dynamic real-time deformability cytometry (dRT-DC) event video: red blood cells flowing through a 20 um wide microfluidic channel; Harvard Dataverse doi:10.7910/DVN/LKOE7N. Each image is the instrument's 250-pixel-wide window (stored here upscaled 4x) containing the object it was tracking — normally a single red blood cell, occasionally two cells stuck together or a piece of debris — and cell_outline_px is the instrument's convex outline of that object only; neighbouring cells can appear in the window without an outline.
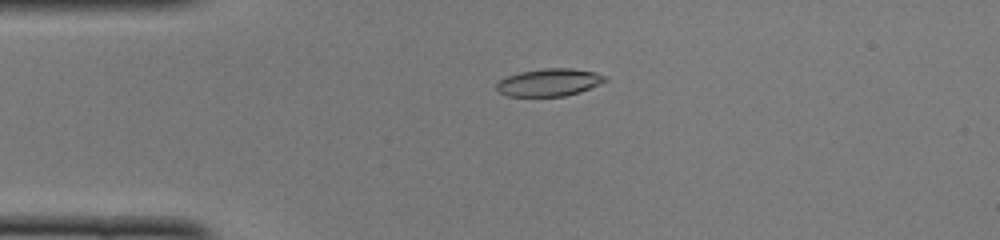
{"species": "common noctule bat (a hibernating species)", "species_latin": "Nyctalus noctula", "temperature_condition": "cold", "stored_images_in_passage": 49, "camera_frame_rate_fps": 3000, "um_per_image_px": 0.085, "animal": {"sex": "female", "body_mass_g": 22.0, "forearm_length_mm": 56.7}, "frame": {"image": 1, "passage_image": 11, "time_ms": 3.333, "image_size_px": [1000, 240], "cell_outline_px": [[608, 80], [600, 84], [580, 92], [564, 96], [508, 96], [500, 92], [496, 88], [496, 84], [500, 80], [508, 76], [520, 72], [544, 68], [572, 68], [592, 72], [608, 76]], "centroid_in_image_um": [46.71, 7.0], "position_along_channel_um": 38.3, "area_um2": 17.34}}
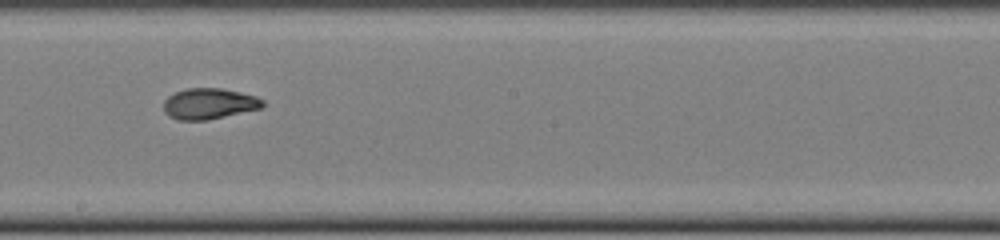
{"frame": {"image": 2, "passage_image": 27, "time_ms": 8.667, "image_size_px": [1000, 240], "cell_outline_px": [[264, 104], [260, 108], [208, 120], [176, 120], [168, 116], [164, 112], [164, 100], [168, 96], [176, 92], [188, 88], [220, 88], [240, 92], [256, 96], [264, 100]], "centroid_in_image_um": [17.75, 8.82], "position_along_channel_um": 230.5, "area_um2": 17.8}}
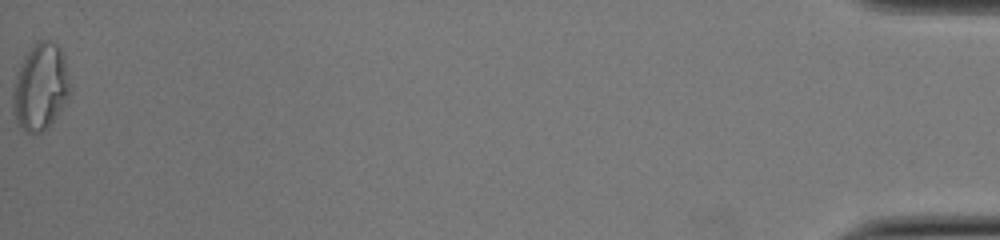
{"frame": {"image": 3, "passage_image": 49, "time_ms": 16.0, "image_size_px": [1000, 240], "cell_outline_px": [[68, 92], [60, 108], [48, 128], [40, 132], [24, 132], [16, 124], [12, 112], [12, 88], [16, 72], [28, 48], [36, 40], [48, 40], [56, 44], [64, 56], [68, 84]], "centroid_in_image_um": [3.34, 7.38], "position_along_channel_um": 431.9, "area_um2": 28.73}, "authors_computed_cell_mechanics": {"area_um2": 17.8602, "velocity_mm_per_s": 4.1015, "shape_relaxation_time_tau1_ms": 4.1893, "shape_relaxation_time_tau2_ms": 1.5961, "deformation_change_tau1": 0.1826, "deformation_change_tau2": 0.0689}}